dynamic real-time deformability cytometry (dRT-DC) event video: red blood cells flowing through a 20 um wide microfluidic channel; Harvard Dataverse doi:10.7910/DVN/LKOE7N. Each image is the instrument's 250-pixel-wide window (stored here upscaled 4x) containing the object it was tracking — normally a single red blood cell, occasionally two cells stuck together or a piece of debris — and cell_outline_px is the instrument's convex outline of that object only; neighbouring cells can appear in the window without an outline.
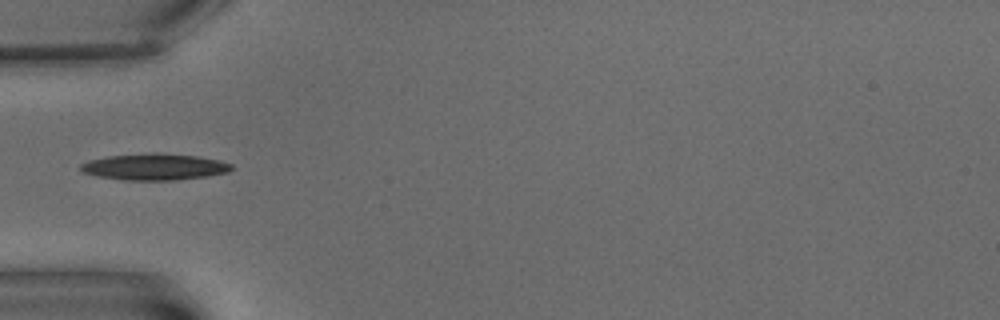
{"species": "common noctule bat (a hibernating species)", "species_latin": "Nyctalus noctula", "temperature_condition": "warm", "stored_images_in_passage": 3, "camera_frame_rate_fps": 3000, "um_per_image_px": 0.085, "animal": {"sex": "male", "body_mass_g": 15.6}, "frame": {"image": 1, "passage_image": 1, "time_ms": 0.0, "image_size_px": [1000, 320], "cell_outline_px": [[232, 168], [228, 172], [204, 176], [176, 180], [124, 180], [96, 176], [84, 172], [80, 168], [80, 164], [88, 160], [108, 156], [152, 152], [156, 152], [196, 156], [220, 160], [232, 164]], "centroid_in_image_um": [13.11, 14.17], "position_along_channel_um": 71.9, "area_um2": 23.24}}
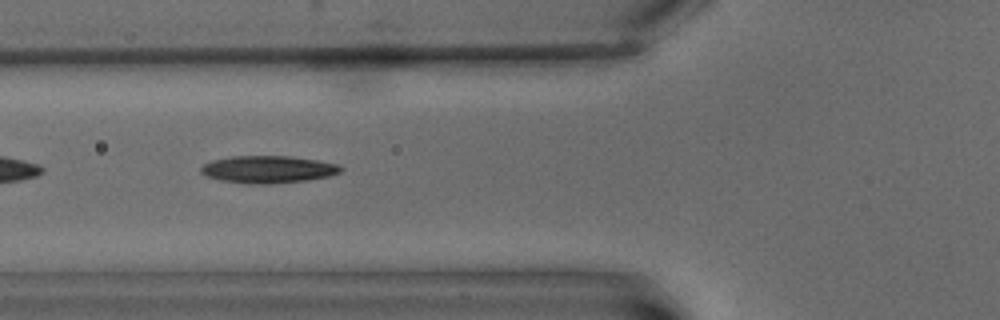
{"frame": {"image": 2, "passage_image": 2, "time_ms": 1.0, "image_size_px": [1000, 320], "cell_outline_px": [[344, 168], [340, 172], [328, 176], [308, 180], [268, 184], [248, 184], [220, 180], [208, 176], [200, 172], [200, 168], [204, 164], [212, 160], [232, 156], [288, 156], [316, 160], [336, 164]], "centroid_in_image_um": [22.77, 14.4], "position_along_channel_um": 103.0, "area_um2": 22.14}}